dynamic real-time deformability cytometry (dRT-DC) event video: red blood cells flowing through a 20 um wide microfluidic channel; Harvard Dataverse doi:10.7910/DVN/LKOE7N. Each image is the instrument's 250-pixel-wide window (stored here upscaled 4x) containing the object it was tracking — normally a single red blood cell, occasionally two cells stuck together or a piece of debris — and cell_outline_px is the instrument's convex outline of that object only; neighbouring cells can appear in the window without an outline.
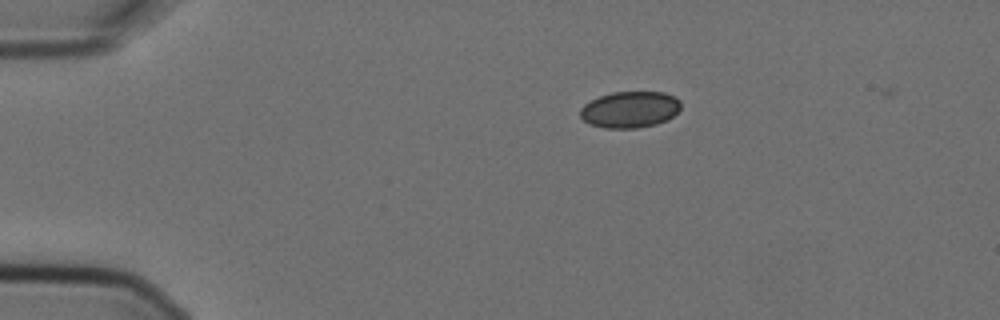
{"species": "Egyptian fruit bat (a non-hibernating species)", "species_latin": "Rousettus aegyptiacus", "temperature_condition": "cold", "stored_images_in_passage": 4, "camera_frame_rate_fps": 3000, "um_per_image_px": 0.085, "animal": {"sex": "female"}, "frame": {"image": 1, "passage_image": 1, "time_ms": 0.0, "image_size_px": [1000, 320], "cell_outline_px": [[680, 108], [668, 120], [656, 124], [636, 128], [604, 128], [592, 124], [584, 120], [580, 116], [580, 108], [584, 104], [600, 96], [612, 92], [664, 92], [676, 96], [680, 100]], "centroid_in_image_um": [53.56, 9.3], "position_along_channel_um": 31.4, "area_um2": 21.33}}
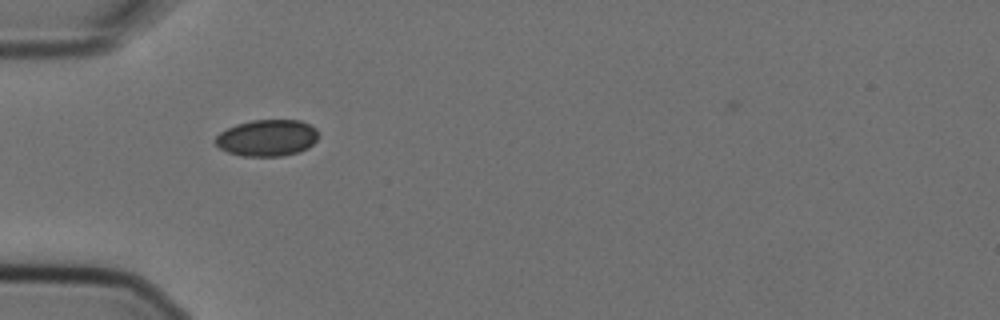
{"frame": {"image": 2, "passage_image": 3, "time_ms": 0.667, "image_size_px": [1000, 320], "cell_outline_px": [[316, 140], [308, 148], [300, 152], [280, 156], [240, 156], [228, 152], [220, 148], [212, 140], [220, 132], [236, 124], [252, 120], [300, 120], [316, 128]], "centroid_in_image_um": [22.67, 11.72], "position_along_channel_um": 62.3, "area_um2": 21.96}}
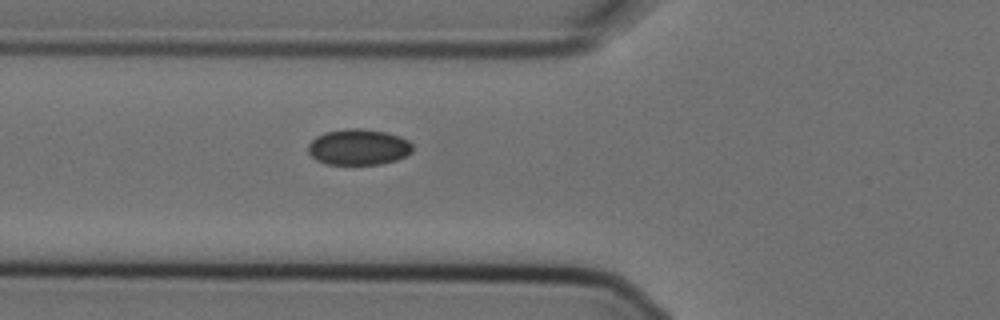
{"frame": {"image": 3, "passage_image": 4, "time_ms": 1.0, "image_size_px": [1000, 320], "cell_outline_px": [[412, 152], [396, 160], [380, 164], [324, 164], [316, 160], [308, 152], [308, 144], [316, 136], [324, 132], [348, 128], [360, 128], [384, 132], [400, 136], [408, 140], [412, 144]], "centroid_in_image_um": [30.45, 12.5], "position_along_channel_um": 95.3, "area_um2": 21.91}}